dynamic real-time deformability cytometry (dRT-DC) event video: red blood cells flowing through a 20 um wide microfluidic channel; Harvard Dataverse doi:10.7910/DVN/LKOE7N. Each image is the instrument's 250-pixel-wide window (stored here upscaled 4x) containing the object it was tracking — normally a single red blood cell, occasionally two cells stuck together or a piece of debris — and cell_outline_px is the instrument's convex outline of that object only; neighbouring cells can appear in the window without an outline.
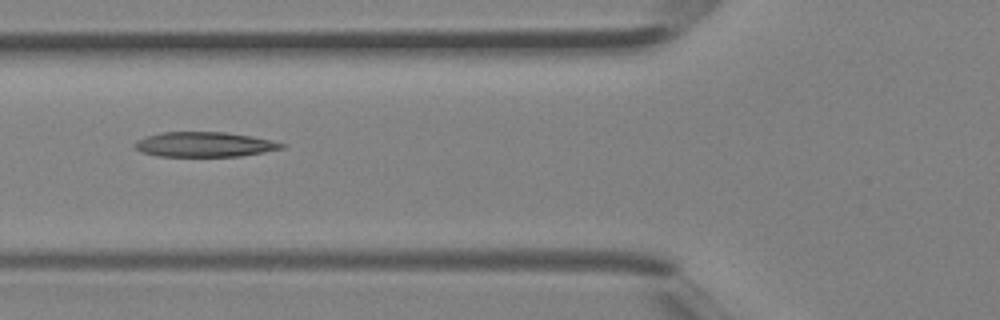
{"species": "Egyptian fruit bat (a non-hibernating species)", "species_latin": "Rousettus aegyptiacus", "temperature_condition": "room temperature", "stored_images_in_passage": 2, "camera_frame_rate_fps": 3000, "um_per_image_px": 0.085, "animal": {"sex": "female"}, "frame": {"image": 1, "passage_image": 2, "time_ms": 0.333, "image_size_px": [1000, 320], "cell_outline_px": [[288, 144], [284, 148], [264, 152], [240, 156], [160, 156], [140, 152], [132, 144], [136, 140], [160, 132], [228, 132], [252, 136]], "centroid_in_image_um": [17.39, 12.27], "position_along_channel_um": 108.4, "area_um2": 21.39}}